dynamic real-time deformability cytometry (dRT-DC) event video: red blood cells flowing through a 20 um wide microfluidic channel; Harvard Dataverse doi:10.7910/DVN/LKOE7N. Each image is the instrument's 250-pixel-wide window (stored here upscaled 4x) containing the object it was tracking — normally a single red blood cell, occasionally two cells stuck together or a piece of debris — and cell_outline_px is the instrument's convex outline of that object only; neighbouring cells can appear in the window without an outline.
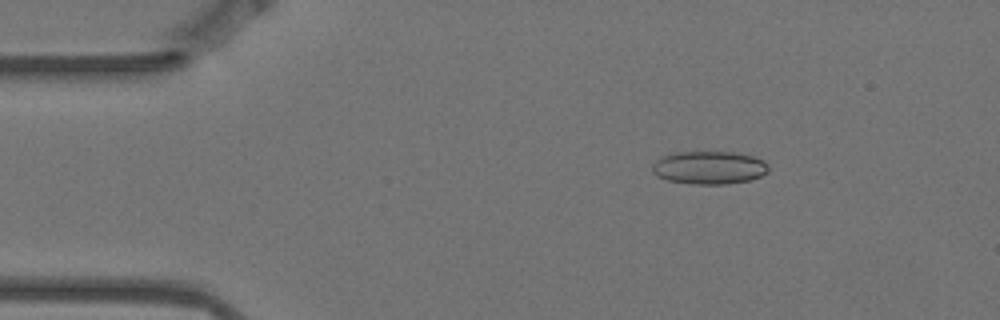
{"species": "Egyptian fruit bat (a non-hibernating species)", "species_latin": "Rousettus aegyptiacus", "temperature_condition": "warm", "stored_images_in_passage": 4, "camera_frame_rate_fps": 3000, "um_per_image_px": 0.085, "animal": {"sex": "female"}, "frame": {"image": 1, "passage_image": 2, "time_ms": 0.333, "image_size_px": [1000, 320], "cell_outline_px": [[768, 172], [760, 176], [748, 180], [728, 184], [688, 184], [668, 180], [656, 176], [652, 172], [652, 164], [660, 156], [676, 152], [736, 152], [752, 156], [764, 160], [768, 164]], "centroid_in_image_um": [60.25, 14.24], "position_along_channel_um": 24.7, "area_um2": 22.6}}